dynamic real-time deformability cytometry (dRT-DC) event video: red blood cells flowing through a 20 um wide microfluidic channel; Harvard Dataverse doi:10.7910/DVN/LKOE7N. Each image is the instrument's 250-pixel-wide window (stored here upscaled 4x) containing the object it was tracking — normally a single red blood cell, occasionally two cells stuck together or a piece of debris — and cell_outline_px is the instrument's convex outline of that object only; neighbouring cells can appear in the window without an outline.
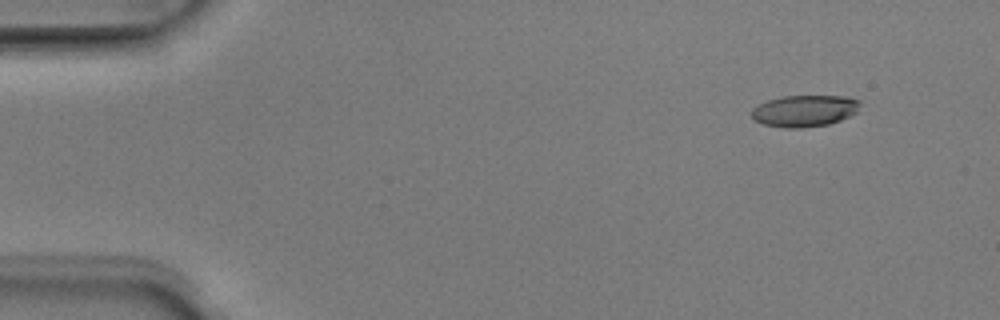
{"species": "Egyptian fruit bat (a non-hibernating species)", "species_latin": "Rousettus aegyptiacus", "temperature_condition": "room temperature", "stored_images_in_passage": 4, "camera_frame_rate_fps": 3000, "um_per_image_px": 0.085, "animal": {"sex": "male"}, "frame": {"image": 1, "passage_image": 2, "time_ms": 0.333, "image_size_px": [1000, 320], "cell_outline_px": [[860, 104], [856, 112], [840, 120], [828, 124], [800, 128], [784, 128], [764, 124], [752, 120], [752, 108], [768, 100], [784, 96], [848, 96], [860, 100]], "centroid_in_image_um": [68.38, 9.42], "position_along_channel_um": 16.6, "area_um2": 19.94}}